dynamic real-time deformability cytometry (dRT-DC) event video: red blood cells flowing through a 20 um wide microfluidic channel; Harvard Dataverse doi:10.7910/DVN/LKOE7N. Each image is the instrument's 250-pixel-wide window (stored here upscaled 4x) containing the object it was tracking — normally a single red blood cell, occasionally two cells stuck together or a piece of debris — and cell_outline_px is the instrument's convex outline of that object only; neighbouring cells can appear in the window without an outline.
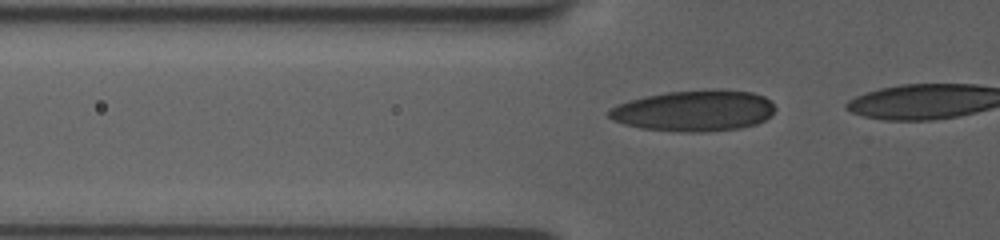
{"species": "human", "species_latin": "Homo sapiens", "temperature_condition": "room temperature", "stored_images_in_passage": 11, "camera_frame_rate_fps": 3000, "um_per_image_px": 0.085, "donor": {"sex": "female"}, "frame": {"image": 1, "passage_image": 7, "time_ms": 1.667, "image_size_px": [1000, 240], "cell_outline_px": [[776, 108], [764, 120], [756, 124], [740, 128], [700, 132], [680, 132], [640, 128], [624, 124], [612, 120], [608, 116], [608, 112], [616, 104], [644, 96], [668, 92], [752, 92], [764, 96]], "centroid_in_image_um": [58.94, 9.45], "position_along_channel_um": 66.9, "area_um2": 38.67}}